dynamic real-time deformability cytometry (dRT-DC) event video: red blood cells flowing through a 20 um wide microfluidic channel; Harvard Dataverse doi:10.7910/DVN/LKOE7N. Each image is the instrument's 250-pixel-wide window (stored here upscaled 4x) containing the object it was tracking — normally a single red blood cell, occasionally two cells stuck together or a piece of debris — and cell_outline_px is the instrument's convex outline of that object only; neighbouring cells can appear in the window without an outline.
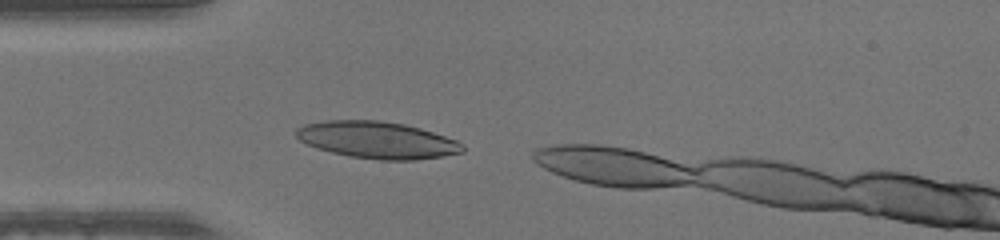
{"species": "human", "species_latin": "Homo sapiens", "temperature_condition": "warm", "stored_images_in_passage": 6, "camera_frame_rate_fps": 3000, "um_per_image_px": 0.085, "donor": {"sex": "male"}, "frame": {"image": 1, "passage_image": 2, "time_ms": 0.333, "image_size_px": [1000, 240], "cell_outline_px": [[464, 152], [444, 156], [416, 160], [380, 160], [348, 156], [316, 148], [300, 140], [296, 136], [296, 128], [304, 124], [328, 120], [380, 120], [404, 124], [420, 128], [456, 140], [464, 144]], "centroid_in_image_um": [32.07, 11.9], "position_along_channel_um": 52.9, "area_um2": 35.84}}
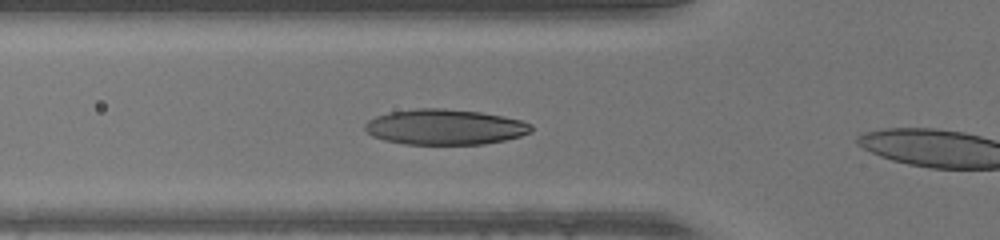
{"frame": {"image": 2, "passage_image": 5, "time_ms": 1.333, "image_size_px": [1000, 240], "cell_outline_px": [[532, 132], [520, 136], [504, 140], [484, 144], [404, 144], [384, 140], [372, 136], [364, 128], [364, 124], [368, 120], [376, 116], [388, 112], [416, 108], [444, 108], [480, 112], [504, 116], [520, 120], [532, 124]], "centroid_in_image_um": [37.8, 10.79], "position_along_channel_um": 88.0, "area_um2": 34.51}}